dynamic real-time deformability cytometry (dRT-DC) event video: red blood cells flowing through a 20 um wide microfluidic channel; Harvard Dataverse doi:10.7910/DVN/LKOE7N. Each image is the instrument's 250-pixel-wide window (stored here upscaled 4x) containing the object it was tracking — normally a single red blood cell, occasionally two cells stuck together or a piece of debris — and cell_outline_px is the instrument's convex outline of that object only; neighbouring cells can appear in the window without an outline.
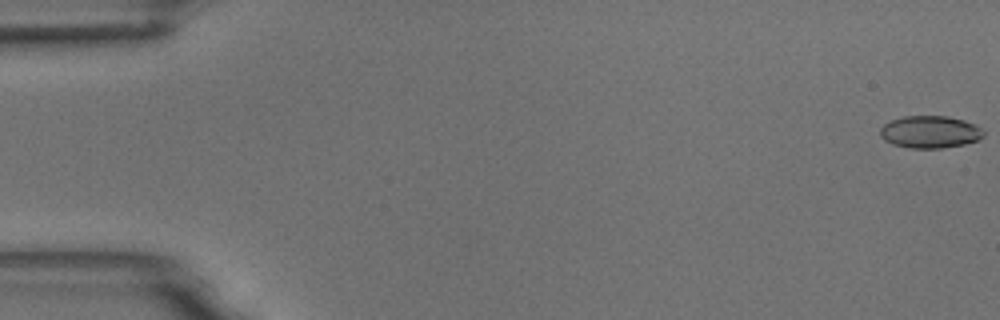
{"species": "common noctule bat (a hibernating species)", "species_latin": "Nyctalus noctula", "temperature_condition": "room temperature", "stored_images_in_passage": 55, "camera_frame_rate_fps": 3000, "um_per_image_px": 0.085, "animal": {"sex": "male", "body_mass_g": 18.8}, "frame": {"image": 1, "passage_image": 1, "time_ms": 0.0, "image_size_px": [1000, 320], "cell_outline_px": [[984, 136], [976, 140], [964, 144], [944, 148], [912, 148], [892, 144], [884, 140], [880, 136], [880, 128], [884, 124], [892, 120], [904, 116], [948, 116], [964, 120], [976, 124], [984, 132]], "centroid_in_image_um": [79.05, 11.21], "position_along_channel_um": 6.0, "area_um2": 19.48}}
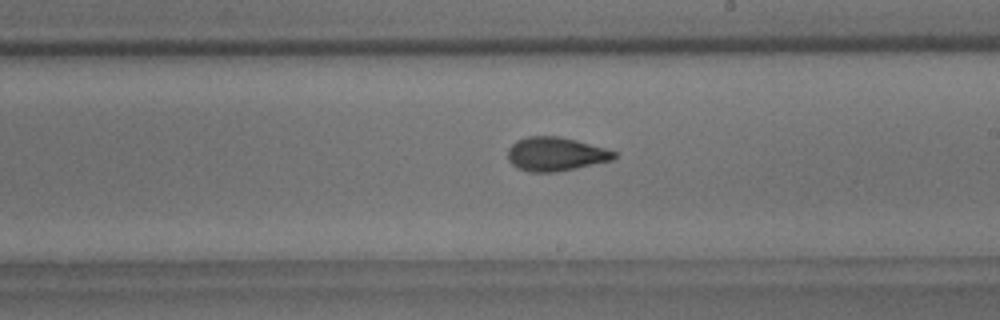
{"frame": {"image": 2, "passage_image": 32, "time_ms": 10.333, "image_size_px": [1000, 320], "cell_outline_px": [[616, 156], [612, 160], [556, 172], [528, 172], [516, 168], [508, 160], [508, 148], [516, 140], [528, 136], [560, 136], [576, 140], [604, 148], [616, 152]], "centroid_in_image_um": [47.18, 13.09], "position_along_channel_um": 241.8, "area_um2": 20.92}}
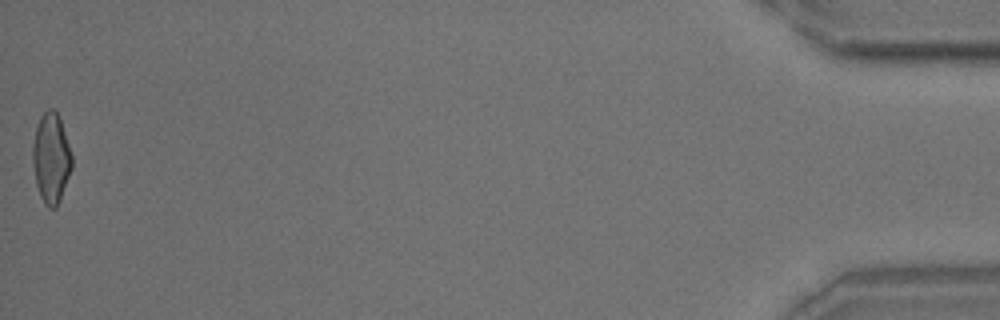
{"frame": {"image": 3, "passage_image": 55, "time_ms": 18.0, "image_size_px": [1000, 320], "cell_outline_px": [[72, 168], [60, 200], [56, 208], [48, 208], [44, 204], [40, 196], [36, 184], [32, 160], [32, 144], [36, 128], [40, 116], [48, 108], [52, 108], [56, 112], [60, 120], [72, 156]], "centroid_in_image_um": [4.33, 13.47], "position_along_channel_um": 430.9, "area_um2": 20.52}, "authors_computed_cell_mechanics": {"area_um2": 20.4034, "velocity_mm_per_s": 3.7285, "shape_relaxation_time_tau1_ms": 7.2253, "shape_relaxation_time_tau2_ms": 1.6601, "deformation_change_tau1": 0.1821, "deformation_change_tau2": 0.0819}}